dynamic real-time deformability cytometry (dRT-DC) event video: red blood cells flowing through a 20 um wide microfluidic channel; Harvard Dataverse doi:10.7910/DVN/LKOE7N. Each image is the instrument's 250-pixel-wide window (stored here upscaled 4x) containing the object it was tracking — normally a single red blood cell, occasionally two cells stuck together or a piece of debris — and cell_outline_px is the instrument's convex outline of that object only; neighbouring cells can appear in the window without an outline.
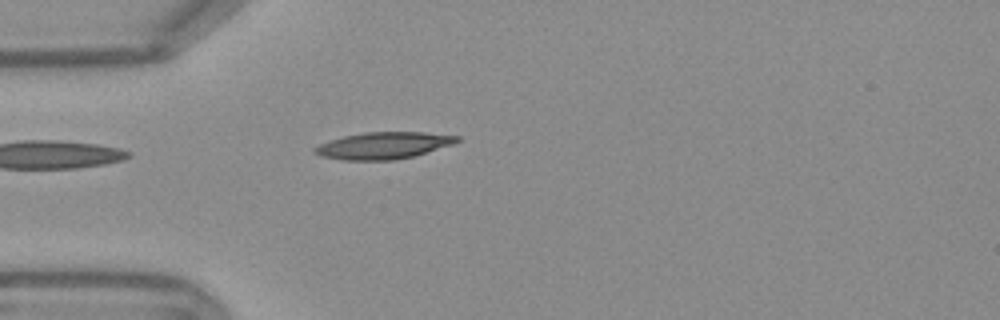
{"species": "Egyptian fruit bat (a non-hibernating species)", "species_latin": "Rousettus aegyptiacus", "temperature_condition": "warm", "stored_images_in_passage": 39, "camera_frame_rate_fps": 3000, "um_per_image_px": 0.085, "frame": {"image": 1, "passage_image": 1, "time_ms": 0.0, "image_size_px": [1000, 320], "cell_outline_px": [[460, 140], [452, 144], [412, 156], [396, 160], [344, 160], [320, 156], [312, 152], [312, 148], [320, 144], [344, 136], [364, 132], [424, 132], [460, 136]], "centroid_in_image_um": [32.56, 12.37], "position_along_channel_um": 52.4, "area_um2": 22.08}}
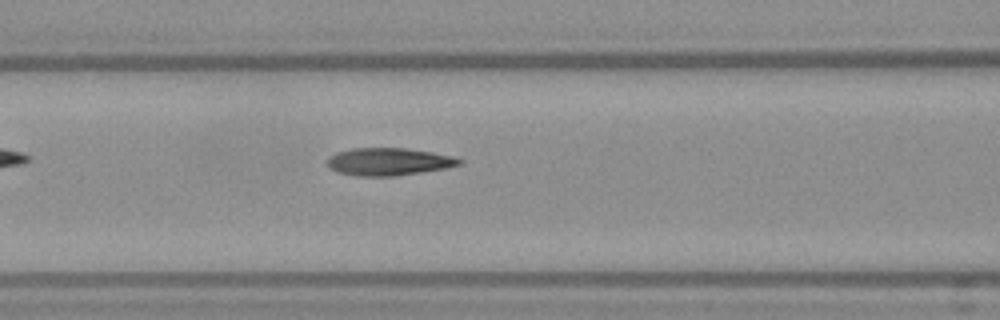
{"frame": {"image": 2, "passage_image": 8, "time_ms": 2.333, "image_size_px": [1000, 320], "cell_outline_px": [[464, 160], [460, 164], [448, 168], [396, 176], [356, 176], [336, 172], [328, 164], [328, 156], [336, 152], [352, 148], [404, 148], [432, 152], [452, 156]], "centroid_in_image_um": [33.04, 13.74], "position_along_channel_um": 133.6, "area_um2": 21.27}}
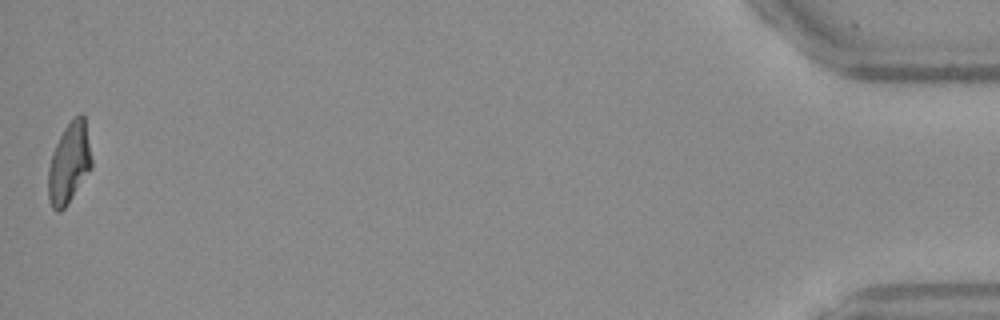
{"frame": {"image": 3, "passage_image": 39, "time_ms": 12.667, "image_size_px": [1000, 320], "cell_outline_px": [[92, 168], [68, 204], [60, 212], [56, 212], [52, 208], [48, 196], [48, 168], [52, 152], [64, 128], [80, 112], [84, 116], [92, 160]], "centroid_in_image_um": [5.87, 13.9], "position_along_channel_um": 429.3, "area_um2": 20.4}, "authors_computed_cell_mechanics": {"area_um2": 21.0392, "velocity_mm_per_s": 3.7974, "shape_relaxation_time_tau1_ms": 8.58, "shape_relaxation_time_tau2_ms": 1.2968, "deformation_change_tau1": 0.2951, "deformation_change_tau2": 0.0954}}